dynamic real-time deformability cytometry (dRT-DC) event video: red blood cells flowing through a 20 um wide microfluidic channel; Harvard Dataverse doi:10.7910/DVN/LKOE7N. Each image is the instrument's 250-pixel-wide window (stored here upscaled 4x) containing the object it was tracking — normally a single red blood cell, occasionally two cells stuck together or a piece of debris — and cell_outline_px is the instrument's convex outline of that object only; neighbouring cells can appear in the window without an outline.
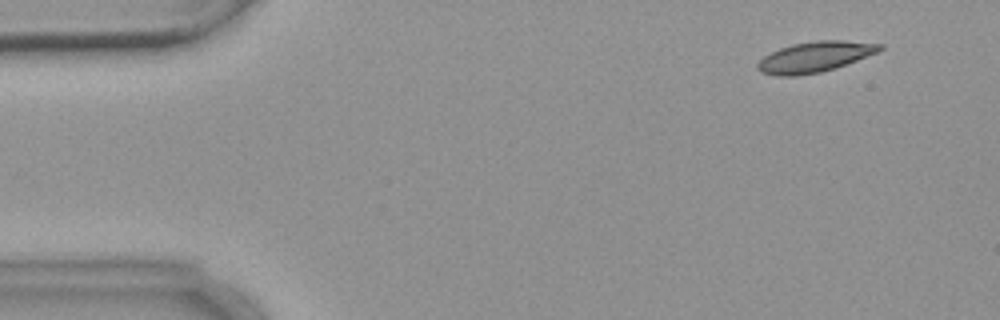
{"species": "common noctule bat (a hibernating species)", "species_latin": "Nyctalus noctula", "temperature_condition": "warm", "stored_images_in_passage": 5, "camera_frame_rate_fps": 3000, "um_per_image_px": 0.085, "animal": {"sex": "female", "body_mass_g": 18.4}, "frame": {"image": 1, "passage_image": 2, "time_ms": 1.333, "image_size_px": [1000, 320], "cell_outline_px": [[884, 48], [880, 52], [836, 68], [820, 72], [796, 76], [780, 76], [760, 72], [756, 68], [756, 64], [764, 56], [780, 48], [792, 44], [816, 40], [844, 40], [884, 44]], "centroid_in_image_um": [69.3, 4.83], "position_along_channel_um": 15.7, "area_um2": 21.96}}